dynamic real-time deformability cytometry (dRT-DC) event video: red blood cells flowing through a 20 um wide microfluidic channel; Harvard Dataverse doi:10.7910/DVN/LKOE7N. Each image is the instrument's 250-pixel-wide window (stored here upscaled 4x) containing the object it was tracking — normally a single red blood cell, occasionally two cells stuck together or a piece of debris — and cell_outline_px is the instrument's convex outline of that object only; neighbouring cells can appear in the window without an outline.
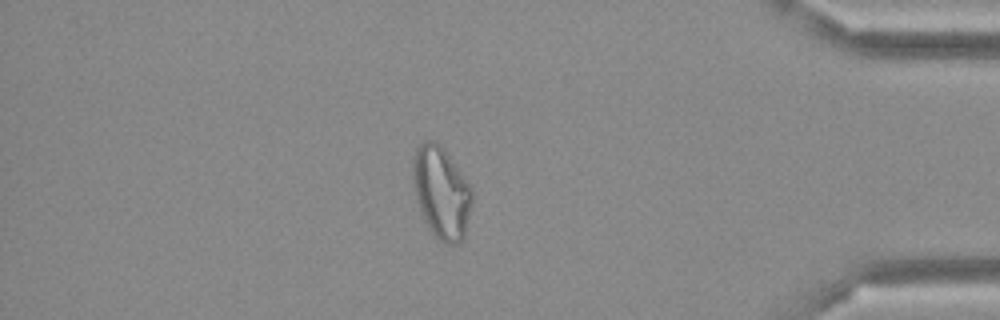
{"species": "Egyptian fruit bat (a non-hibernating species)", "species_latin": "Rousettus aegyptiacus", "temperature_condition": "cold", "stored_images_in_passage": 49, "camera_frame_rate_fps": 3000, "um_per_image_px": 0.085, "frame": {"image": 1, "passage_image": 42, "time_ms": 13.667, "image_size_px": [1000, 320], "cell_outline_px": [[472, 204], [464, 236], [456, 244], [444, 244], [432, 236], [424, 220], [416, 196], [412, 180], [412, 160], [416, 148], [424, 140], [436, 140], [444, 148], [472, 188]], "centroid_in_image_um": [37.5, 16.35], "position_along_channel_um": 397.7, "area_um2": 31.96}}